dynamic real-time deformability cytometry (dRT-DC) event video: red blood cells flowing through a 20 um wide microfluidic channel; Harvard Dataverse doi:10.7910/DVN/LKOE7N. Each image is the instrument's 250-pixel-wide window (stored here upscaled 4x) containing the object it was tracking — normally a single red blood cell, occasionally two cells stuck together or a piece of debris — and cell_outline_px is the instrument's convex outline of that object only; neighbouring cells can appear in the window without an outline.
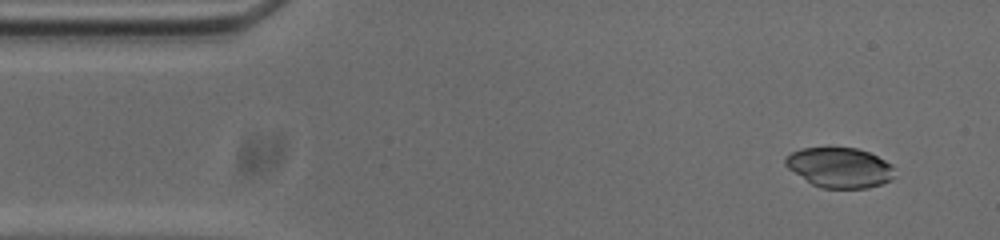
{"species": "common noctule bat (a hibernating species)", "species_latin": "Nyctalus noctula", "temperature_condition": "cold", "stored_images_in_passage": 50, "camera_frame_rate_fps": 3000, "um_per_image_px": 0.085, "animal": {"sex": "male", "body_mass_g": 20.0, "forearm_length_mm": 53.3}, "frame": {"image": 1, "passage_image": 1, "time_ms": 0.0, "image_size_px": [1000, 240], "cell_outline_px": [[896, 176], [892, 180], [868, 188], [820, 188], [812, 184], [788, 168], [784, 164], [784, 160], [792, 152], [800, 148], [828, 144], [856, 148], [868, 152], [892, 164]], "centroid_in_image_um": [71.36, 14.2], "position_along_channel_um": 13.6, "area_um2": 26.24}}
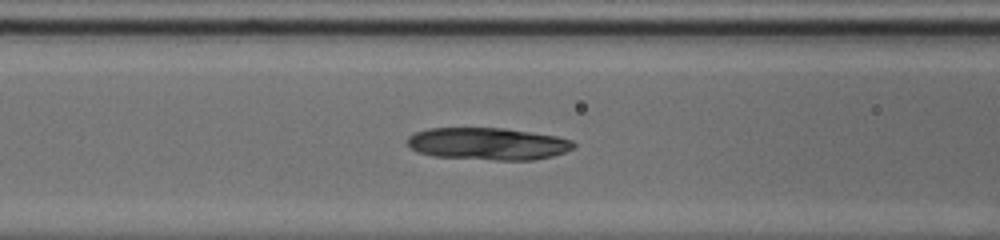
{"frame": {"image": 2, "passage_image": 17, "time_ms": 5.333, "image_size_px": [1000, 240], "cell_outline_px": [[576, 144], [572, 148], [564, 152], [552, 156], [532, 160], [496, 160], [432, 156], [416, 152], [408, 144], [408, 136], [416, 132], [428, 128], [504, 128], [532, 132], [556, 136], [572, 140]], "centroid_in_image_um": [41.46, 12.22], "position_along_channel_um": 125.1, "area_um2": 31.21}}
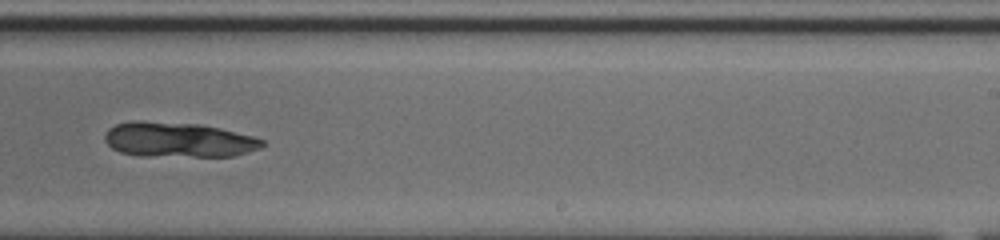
{"frame": {"image": 3, "passage_image": 29, "time_ms": 9.333, "image_size_px": [1000, 240], "cell_outline_px": [[264, 144], [260, 148], [248, 152], [232, 156], [140, 156], [120, 152], [112, 148], [104, 140], [104, 136], [108, 128], [116, 124], [132, 120], [140, 120], [200, 124], [220, 128], [252, 136], [264, 140]], "centroid_in_image_um": [15.12, 11.87], "position_along_channel_um": 273.9, "area_um2": 32.25}}